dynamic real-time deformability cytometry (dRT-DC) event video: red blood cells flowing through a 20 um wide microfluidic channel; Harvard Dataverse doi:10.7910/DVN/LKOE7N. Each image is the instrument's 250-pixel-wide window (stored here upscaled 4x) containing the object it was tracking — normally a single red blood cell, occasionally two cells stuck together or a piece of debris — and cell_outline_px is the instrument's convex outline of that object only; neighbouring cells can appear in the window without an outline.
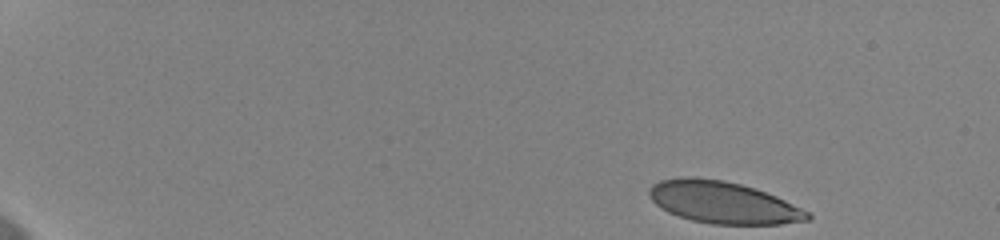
{"species": "human", "species_latin": "Homo sapiens", "temperature_condition": "cold", "stored_images_in_passage": 51, "camera_frame_rate_fps": 3000, "um_per_image_px": 0.085, "donor": {"sex": "female"}, "frame": {"image": 1, "passage_image": 1, "time_ms": 0.0, "image_size_px": [1000, 240], "cell_outline_px": [[812, 216], [808, 220], [776, 224], [716, 224], [692, 220], [680, 216], [656, 204], [652, 200], [652, 188], [656, 184], [664, 180], [720, 180], [740, 184], [764, 192], [808, 212]], "centroid_in_image_um": [61.55, 17.26], "position_along_channel_um": 23.4, "area_um2": 36.36}}
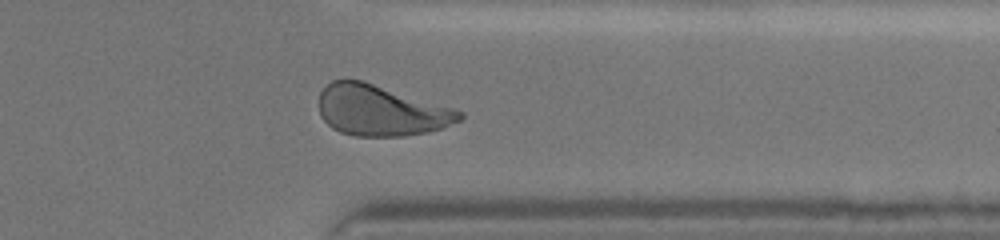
{"frame": {"image": 2, "passage_image": 42, "time_ms": 13.667, "image_size_px": [1000, 240], "cell_outline_px": [[464, 116], [460, 120], [440, 128], [424, 132], [400, 136], [356, 136], [340, 132], [332, 128], [324, 120], [320, 112], [320, 92], [332, 80], [360, 80], [460, 112]], "centroid_in_image_um": [32.27, 9.41], "position_along_channel_um": 379.1, "area_um2": 40.06}}
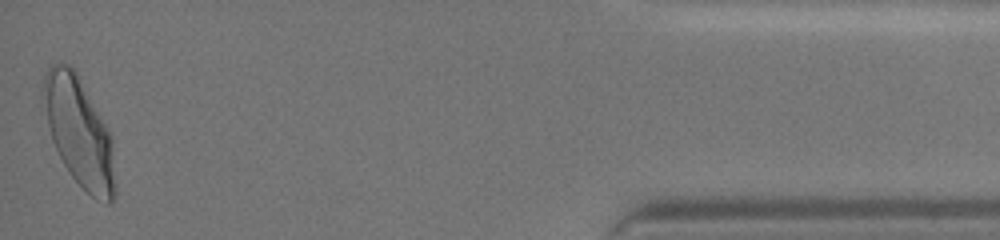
{"frame": {"image": 3, "passage_image": 51, "time_ms": 16.667, "image_size_px": [1000, 240], "cell_outline_px": [[112, 200], [108, 200], [92, 196], [72, 176], [64, 164], [56, 148], [48, 124], [48, 72], [56, 64], [64, 64], [72, 68], [108, 132], [112, 180]], "centroid_in_image_um": [6.71, 11.28], "position_along_channel_um": 428.5, "area_um2": 40.29}, "authors_computed_cell_mechanics": {"area_um2": 39.015, "velocity_mm_per_s": 3.6237, "shape_relaxation_time_tau1_ms": 5.2161, "shape_relaxation_time_tau2_ms": 1.0335, "deformation_change_tau1": 0.1982, "deformation_change_tau2": 0.0518}}